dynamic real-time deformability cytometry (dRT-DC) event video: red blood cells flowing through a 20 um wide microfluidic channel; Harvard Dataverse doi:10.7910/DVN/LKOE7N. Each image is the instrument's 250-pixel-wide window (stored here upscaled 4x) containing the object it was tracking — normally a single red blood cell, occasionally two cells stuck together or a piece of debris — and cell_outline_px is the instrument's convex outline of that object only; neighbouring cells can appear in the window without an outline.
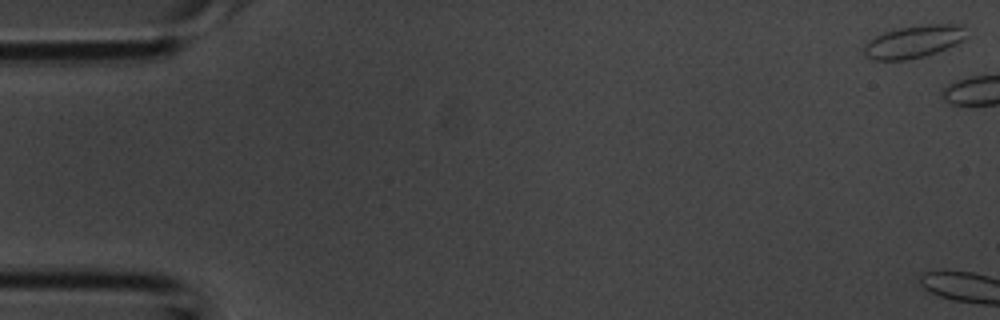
{"species": "common noctule bat (a hibernating species)", "species_latin": "Nyctalus noctula", "temperature_condition": "room temperature", "stored_images_in_passage": 4, "camera_frame_rate_fps": 3000, "um_per_image_px": 0.085, "animal": {"sex": "male", "body_mass_g": 20.1, "forearm_length_mm": 53.5}, "frame": {"image": 1, "passage_image": 4, "time_ms": 1.0, "image_size_px": [1000, 320], "cell_outline_px": [[968, 36], [964, 40], [956, 44], [936, 52], [924, 56], [904, 60], [872, 60], [864, 52], [864, 44], [868, 40], [884, 32], [900, 28], [924, 24], [964, 24]], "centroid_in_image_um": [77.71, 3.52], "position_along_channel_um": 7.3, "area_um2": 19.48}}